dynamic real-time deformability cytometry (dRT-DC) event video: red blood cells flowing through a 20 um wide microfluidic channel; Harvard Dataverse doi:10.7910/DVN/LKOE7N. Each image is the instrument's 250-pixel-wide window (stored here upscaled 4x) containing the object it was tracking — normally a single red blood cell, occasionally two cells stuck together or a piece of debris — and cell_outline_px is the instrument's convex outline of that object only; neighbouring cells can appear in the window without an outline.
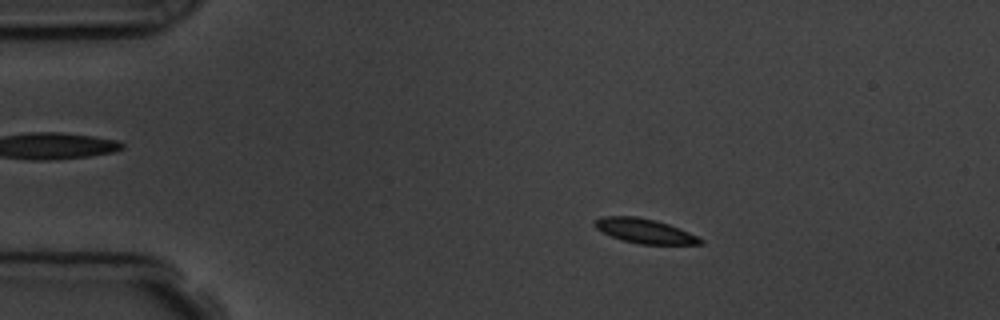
{"species": "common noctule bat (a hibernating species)", "species_latin": "Nyctalus noctula", "temperature_condition": "room temperature", "stored_images_in_passage": 5, "camera_frame_rate_fps": 3000, "um_per_image_px": 0.085, "animal": {"sex": "male", "body_mass_g": 19.5, "forearm_length_mm": 54.6}, "frame": {"image": 1, "passage_image": 3, "time_ms": 2.333, "image_size_px": [1000, 320], "cell_outline_px": [[704, 244], [640, 244], [620, 240], [596, 228], [596, 220], [600, 216], [636, 216], [656, 220], [680, 228], [704, 240]], "centroid_in_image_um": [54.82, 19.63], "position_along_channel_um": 30.2, "area_um2": 14.97}}